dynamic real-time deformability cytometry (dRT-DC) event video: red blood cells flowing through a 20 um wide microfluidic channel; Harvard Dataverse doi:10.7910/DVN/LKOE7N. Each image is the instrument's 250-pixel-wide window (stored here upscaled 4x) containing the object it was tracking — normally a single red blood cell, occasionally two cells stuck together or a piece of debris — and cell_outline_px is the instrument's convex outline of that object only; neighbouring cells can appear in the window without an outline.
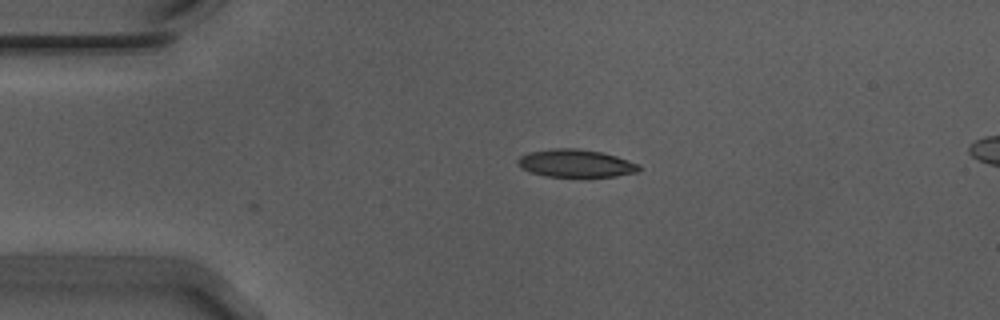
{"species": "Egyptian fruit bat (a non-hibernating species)", "species_latin": "Rousettus aegyptiacus", "temperature_condition": "warm", "stored_images_in_passage": 4, "camera_frame_rate_fps": 3000, "um_per_image_px": 0.085, "animal": {"sex": "male"}, "frame": {"image": 1, "passage_image": 1, "time_ms": 0.0, "image_size_px": [1000, 320], "cell_outline_px": [[640, 172], [616, 176], [548, 176], [528, 172], [516, 164], [516, 160], [520, 156], [528, 152], [552, 148], [576, 148], [600, 152], [616, 156], [640, 164]], "centroid_in_image_um": [48.92, 13.87], "position_along_channel_um": 36.1, "area_um2": 19.65}}